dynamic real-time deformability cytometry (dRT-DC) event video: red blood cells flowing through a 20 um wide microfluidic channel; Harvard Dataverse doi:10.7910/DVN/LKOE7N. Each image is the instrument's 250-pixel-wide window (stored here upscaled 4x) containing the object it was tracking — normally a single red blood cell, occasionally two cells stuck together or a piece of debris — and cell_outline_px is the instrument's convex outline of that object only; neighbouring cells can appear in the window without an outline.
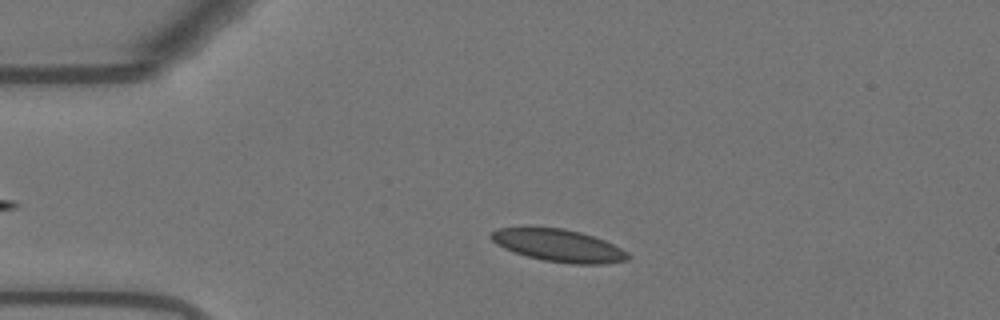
{"species": "Egyptian fruit bat (a non-hibernating species)", "species_latin": "Rousettus aegyptiacus", "temperature_condition": "warm", "stored_images_in_passage": 45, "camera_frame_rate_fps": 3000, "um_per_image_px": 0.085, "animal": {"sex": "female"}, "frame": {"image": 1, "passage_image": 8, "time_ms": 2.333, "image_size_px": [1000, 320], "cell_outline_px": [[632, 256], [628, 260], [604, 264], [572, 264], [544, 260], [528, 256], [504, 248], [496, 244], [488, 236], [496, 228], [520, 224], [528, 224], [564, 228], [580, 232], [604, 240], [628, 252]], "centroid_in_image_um": [47.4, 20.81], "position_along_channel_um": 37.6, "area_um2": 26.7}}
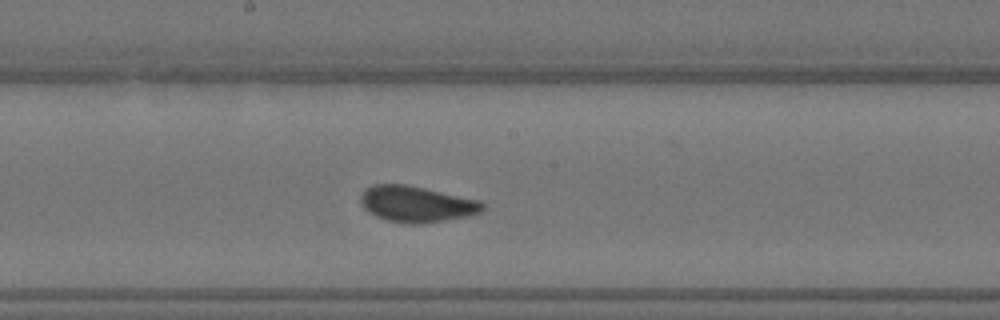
{"frame": {"image": 2, "passage_image": 25, "time_ms": 8.0, "image_size_px": [1000, 320], "cell_outline_px": [[484, 208], [480, 212], [468, 216], [420, 224], [412, 224], [388, 220], [376, 216], [368, 212], [360, 204], [360, 196], [364, 188], [372, 184], [404, 184], [424, 188], [480, 200], [484, 204]], "centroid_in_image_um": [35.37, 17.33], "position_along_channel_um": 212.8, "area_um2": 25.61}}
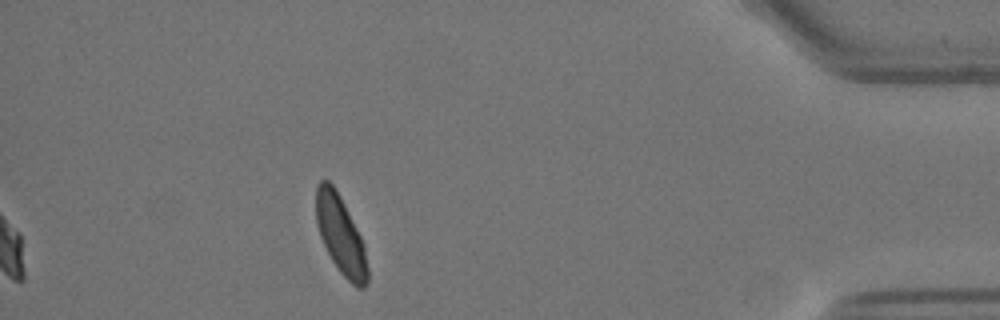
{"frame": {"image": 3, "passage_image": 45, "time_ms": 14.667, "image_size_px": [1000, 320], "cell_outline_px": [[368, 280], [364, 288], [356, 288], [340, 272], [332, 260], [320, 236], [316, 224], [316, 188], [320, 180], [328, 180], [336, 188], [364, 244], [368, 268]], "centroid_in_image_um": [28.95, 19.98], "position_along_channel_um": 406.2, "area_um2": 23.29}, "authors_computed_cell_mechanics": {"area_um2": 25.3164, "velocity_mm_per_s": 3.6679, "shape_relaxation_time_tau1_ms": null, "shape_relaxation_time_tau2_ms": 0.832, "deformation_change_tau1": null, "deformation_change_tau2": 0.0492}}